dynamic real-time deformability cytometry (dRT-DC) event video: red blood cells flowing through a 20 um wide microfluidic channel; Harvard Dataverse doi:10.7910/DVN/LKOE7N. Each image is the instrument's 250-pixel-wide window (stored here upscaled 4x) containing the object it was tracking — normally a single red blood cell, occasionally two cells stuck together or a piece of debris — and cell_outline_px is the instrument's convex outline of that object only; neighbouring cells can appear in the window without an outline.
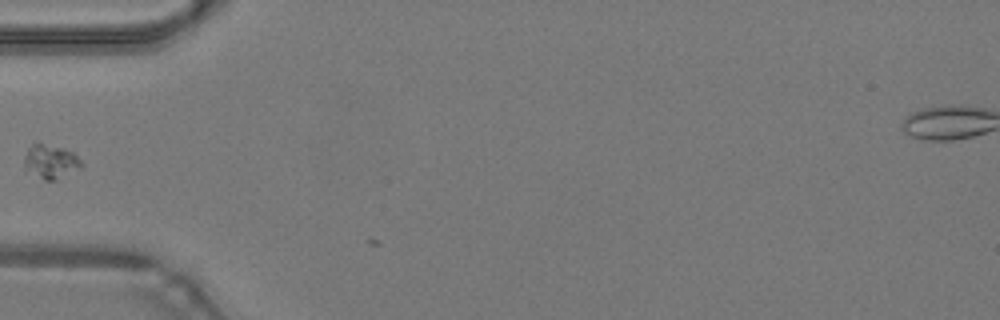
{"species": "common noctule bat (a hibernating species)", "species_latin": "Nyctalus noctula", "temperature_condition": "warm", "stored_images_in_passage": 4, "camera_frame_rate_fps": 3000, "um_per_image_px": 0.085, "animal": {"sex": "male", "body_mass_g": 19.2, "forearm_length_mm": 51.8}, "frame": {"image": 1, "passage_image": 3, "time_ms": 0.667, "image_size_px": [1000, 320], "cell_outline_px": [[84, 164], [80, 168], [56, 180], [44, 180], [24, 168], [24, 156], [28, 148], [36, 140], [64, 148], [72, 152]], "centroid_in_image_um": [4.28, 13.69], "position_along_channel_um": 80.7, "area_um2": 11.5}}